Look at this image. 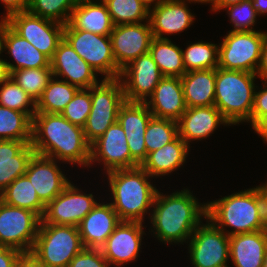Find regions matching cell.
Listing matches in <instances>:
<instances>
[{"label": "cell", "mask_w": 267, "mask_h": 267, "mask_svg": "<svg viewBox=\"0 0 267 267\" xmlns=\"http://www.w3.org/2000/svg\"><path fill=\"white\" fill-rule=\"evenodd\" d=\"M162 78L163 75L148 52L125 66L119 79L126 101L145 102Z\"/></svg>", "instance_id": "cell-15"}, {"label": "cell", "mask_w": 267, "mask_h": 267, "mask_svg": "<svg viewBox=\"0 0 267 267\" xmlns=\"http://www.w3.org/2000/svg\"><path fill=\"white\" fill-rule=\"evenodd\" d=\"M189 254L194 267H228L229 236L209 219L190 237Z\"/></svg>", "instance_id": "cell-11"}, {"label": "cell", "mask_w": 267, "mask_h": 267, "mask_svg": "<svg viewBox=\"0 0 267 267\" xmlns=\"http://www.w3.org/2000/svg\"><path fill=\"white\" fill-rule=\"evenodd\" d=\"M149 53L163 77H182L186 73L182 49L170 39L153 38Z\"/></svg>", "instance_id": "cell-31"}, {"label": "cell", "mask_w": 267, "mask_h": 267, "mask_svg": "<svg viewBox=\"0 0 267 267\" xmlns=\"http://www.w3.org/2000/svg\"><path fill=\"white\" fill-rule=\"evenodd\" d=\"M230 17V22L234 25L232 31H254L253 27L258 16L252 7L251 0L242 1L236 5L225 8Z\"/></svg>", "instance_id": "cell-42"}, {"label": "cell", "mask_w": 267, "mask_h": 267, "mask_svg": "<svg viewBox=\"0 0 267 267\" xmlns=\"http://www.w3.org/2000/svg\"><path fill=\"white\" fill-rule=\"evenodd\" d=\"M4 49L8 50L7 53L16 61V65L7 62L10 72L50 66V59L26 39L19 36L9 25L6 29Z\"/></svg>", "instance_id": "cell-30"}, {"label": "cell", "mask_w": 267, "mask_h": 267, "mask_svg": "<svg viewBox=\"0 0 267 267\" xmlns=\"http://www.w3.org/2000/svg\"><path fill=\"white\" fill-rule=\"evenodd\" d=\"M91 111V87L79 89L67 104L61 115L70 123L84 127Z\"/></svg>", "instance_id": "cell-41"}, {"label": "cell", "mask_w": 267, "mask_h": 267, "mask_svg": "<svg viewBox=\"0 0 267 267\" xmlns=\"http://www.w3.org/2000/svg\"><path fill=\"white\" fill-rule=\"evenodd\" d=\"M84 248L77 226L40 223L30 253L47 267H68Z\"/></svg>", "instance_id": "cell-6"}, {"label": "cell", "mask_w": 267, "mask_h": 267, "mask_svg": "<svg viewBox=\"0 0 267 267\" xmlns=\"http://www.w3.org/2000/svg\"><path fill=\"white\" fill-rule=\"evenodd\" d=\"M267 114V83L263 82V90L255 91L254 106L251 113V127Z\"/></svg>", "instance_id": "cell-44"}, {"label": "cell", "mask_w": 267, "mask_h": 267, "mask_svg": "<svg viewBox=\"0 0 267 267\" xmlns=\"http://www.w3.org/2000/svg\"><path fill=\"white\" fill-rule=\"evenodd\" d=\"M98 202L93 194L81 193L71 182L45 206L40 223L78 226Z\"/></svg>", "instance_id": "cell-13"}, {"label": "cell", "mask_w": 267, "mask_h": 267, "mask_svg": "<svg viewBox=\"0 0 267 267\" xmlns=\"http://www.w3.org/2000/svg\"><path fill=\"white\" fill-rule=\"evenodd\" d=\"M194 1H196V2H198V3H206V4H207V2H208L209 0H194Z\"/></svg>", "instance_id": "cell-57"}, {"label": "cell", "mask_w": 267, "mask_h": 267, "mask_svg": "<svg viewBox=\"0 0 267 267\" xmlns=\"http://www.w3.org/2000/svg\"><path fill=\"white\" fill-rule=\"evenodd\" d=\"M1 2L6 8L5 18L17 12L27 11L28 8V0H1Z\"/></svg>", "instance_id": "cell-46"}, {"label": "cell", "mask_w": 267, "mask_h": 267, "mask_svg": "<svg viewBox=\"0 0 267 267\" xmlns=\"http://www.w3.org/2000/svg\"><path fill=\"white\" fill-rule=\"evenodd\" d=\"M0 200L8 205L28 209L42 218L45 205L40 201L26 175L19 176L1 193Z\"/></svg>", "instance_id": "cell-32"}, {"label": "cell", "mask_w": 267, "mask_h": 267, "mask_svg": "<svg viewBox=\"0 0 267 267\" xmlns=\"http://www.w3.org/2000/svg\"><path fill=\"white\" fill-rule=\"evenodd\" d=\"M96 1L78 0L68 23L75 30L109 36L115 25L106 4L102 0Z\"/></svg>", "instance_id": "cell-26"}, {"label": "cell", "mask_w": 267, "mask_h": 267, "mask_svg": "<svg viewBox=\"0 0 267 267\" xmlns=\"http://www.w3.org/2000/svg\"><path fill=\"white\" fill-rule=\"evenodd\" d=\"M9 26L22 38L49 59L53 57L59 42L63 39L65 25L35 16L28 11L11 14Z\"/></svg>", "instance_id": "cell-12"}, {"label": "cell", "mask_w": 267, "mask_h": 267, "mask_svg": "<svg viewBox=\"0 0 267 267\" xmlns=\"http://www.w3.org/2000/svg\"><path fill=\"white\" fill-rule=\"evenodd\" d=\"M251 3L258 15L267 13V0H251Z\"/></svg>", "instance_id": "cell-53"}, {"label": "cell", "mask_w": 267, "mask_h": 267, "mask_svg": "<svg viewBox=\"0 0 267 267\" xmlns=\"http://www.w3.org/2000/svg\"><path fill=\"white\" fill-rule=\"evenodd\" d=\"M242 1L245 0H209L207 3H211L212 5V11H219V10H224V8L231 6V5H236Z\"/></svg>", "instance_id": "cell-50"}, {"label": "cell", "mask_w": 267, "mask_h": 267, "mask_svg": "<svg viewBox=\"0 0 267 267\" xmlns=\"http://www.w3.org/2000/svg\"><path fill=\"white\" fill-rule=\"evenodd\" d=\"M78 90L77 86L53 76L36 102V112L61 114Z\"/></svg>", "instance_id": "cell-33"}, {"label": "cell", "mask_w": 267, "mask_h": 267, "mask_svg": "<svg viewBox=\"0 0 267 267\" xmlns=\"http://www.w3.org/2000/svg\"><path fill=\"white\" fill-rule=\"evenodd\" d=\"M11 78V72L6 60L0 58V85Z\"/></svg>", "instance_id": "cell-51"}, {"label": "cell", "mask_w": 267, "mask_h": 267, "mask_svg": "<svg viewBox=\"0 0 267 267\" xmlns=\"http://www.w3.org/2000/svg\"><path fill=\"white\" fill-rule=\"evenodd\" d=\"M194 0H164L156 7L149 9V23L154 38L168 39L164 34L180 33L194 22V15L186 2Z\"/></svg>", "instance_id": "cell-21"}, {"label": "cell", "mask_w": 267, "mask_h": 267, "mask_svg": "<svg viewBox=\"0 0 267 267\" xmlns=\"http://www.w3.org/2000/svg\"><path fill=\"white\" fill-rule=\"evenodd\" d=\"M180 79L187 108L214 105L216 69L189 71Z\"/></svg>", "instance_id": "cell-29"}, {"label": "cell", "mask_w": 267, "mask_h": 267, "mask_svg": "<svg viewBox=\"0 0 267 267\" xmlns=\"http://www.w3.org/2000/svg\"><path fill=\"white\" fill-rule=\"evenodd\" d=\"M25 175L35 188L38 198L46 206L70 183L57 166L55 159L34 154Z\"/></svg>", "instance_id": "cell-18"}, {"label": "cell", "mask_w": 267, "mask_h": 267, "mask_svg": "<svg viewBox=\"0 0 267 267\" xmlns=\"http://www.w3.org/2000/svg\"><path fill=\"white\" fill-rule=\"evenodd\" d=\"M196 199L187 188L170 195L157 190L150 219L151 231L160 242L182 244L190 240L202 217L206 219L207 204Z\"/></svg>", "instance_id": "cell-2"}, {"label": "cell", "mask_w": 267, "mask_h": 267, "mask_svg": "<svg viewBox=\"0 0 267 267\" xmlns=\"http://www.w3.org/2000/svg\"><path fill=\"white\" fill-rule=\"evenodd\" d=\"M114 25L138 24L149 20V8L139 0H102Z\"/></svg>", "instance_id": "cell-36"}, {"label": "cell", "mask_w": 267, "mask_h": 267, "mask_svg": "<svg viewBox=\"0 0 267 267\" xmlns=\"http://www.w3.org/2000/svg\"><path fill=\"white\" fill-rule=\"evenodd\" d=\"M179 136L178 122L172 119L152 117L145 131L147 154L174 141Z\"/></svg>", "instance_id": "cell-38"}, {"label": "cell", "mask_w": 267, "mask_h": 267, "mask_svg": "<svg viewBox=\"0 0 267 267\" xmlns=\"http://www.w3.org/2000/svg\"><path fill=\"white\" fill-rule=\"evenodd\" d=\"M0 106L26 113L31 119L36 113V102L12 78L0 85Z\"/></svg>", "instance_id": "cell-40"}, {"label": "cell", "mask_w": 267, "mask_h": 267, "mask_svg": "<svg viewBox=\"0 0 267 267\" xmlns=\"http://www.w3.org/2000/svg\"><path fill=\"white\" fill-rule=\"evenodd\" d=\"M144 233L141 222L121 221L101 249L104 258L116 267L134 261L139 255Z\"/></svg>", "instance_id": "cell-20"}, {"label": "cell", "mask_w": 267, "mask_h": 267, "mask_svg": "<svg viewBox=\"0 0 267 267\" xmlns=\"http://www.w3.org/2000/svg\"><path fill=\"white\" fill-rule=\"evenodd\" d=\"M53 75L77 86L79 89H89L100 82L96 71L70 46L63 38L50 59Z\"/></svg>", "instance_id": "cell-17"}, {"label": "cell", "mask_w": 267, "mask_h": 267, "mask_svg": "<svg viewBox=\"0 0 267 267\" xmlns=\"http://www.w3.org/2000/svg\"><path fill=\"white\" fill-rule=\"evenodd\" d=\"M121 80L103 79L91 87V111L83 127L86 141L91 145L117 122L120 107L125 103Z\"/></svg>", "instance_id": "cell-7"}, {"label": "cell", "mask_w": 267, "mask_h": 267, "mask_svg": "<svg viewBox=\"0 0 267 267\" xmlns=\"http://www.w3.org/2000/svg\"><path fill=\"white\" fill-rule=\"evenodd\" d=\"M256 73L216 68L215 102L230 126L240 122L251 123ZM256 87V88H255Z\"/></svg>", "instance_id": "cell-5"}, {"label": "cell", "mask_w": 267, "mask_h": 267, "mask_svg": "<svg viewBox=\"0 0 267 267\" xmlns=\"http://www.w3.org/2000/svg\"><path fill=\"white\" fill-rule=\"evenodd\" d=\"M40 222L41 218L35 212L0 200V246L30 253Z\"/></svg>", "instance_id": "cell-10"}, {"label": "cell", "mask_w": 267, "mask_h": 267, "mask_svg": "<svg viewBox=\"0 0 267 267\" xmlns=\"http://www.w3.org/2000/svg\"><path fill=\"white\" fill-rule=\"evenodd\" d=\"M107 175L114 199L110 204L120 220L143 223L157 193L156 187L148 181L151 176L141 166L113 170Z\"/></svg>", "instance_id": "cell-4"}, {"label": "cell", "mask_w": 267, "mask_h": 267, "mask_svg": "<svg viewBox=\"0 0 267 267\" xmlns=\"http://www.w3.org/2000/svg\"><path fill=\"white\" fill-rule=\"evenodd\" d=\"M267 230L229 236V253L235 267H262Z\"/></svg>", "instance_id": "cell-27"}, {"label": "cell", "mask_w": 267, "mask_h": 267, "mask_svg": "<svg viewBox=\"0 0 267 267\" xmlns=\"http://www.w3.org/2000/svg\"><path fill=\"white\" fill-rule=\"evenodd\" d=\"M101 250L84 248L69 263L68 267H109Z\"/></svg>", "instance_id": "cell-43"}, {"label": "cell", "mask_w": 267, "mask_h": 267, "mask_svg": "<svg viewBox=\"0 0 267 267\" xmlns=\"http://www.w3.org/2000/svg\"><path fill=\"white\" fill-rule=\"evenodd\" d=\"M120 222L110 203H97L77 226L84 247L101 250Z\"/></svg>", "instance_id": "cell-22"}, {"label": "cell", "mask_w": 267, "mask_h": 267, "mask_svg": "<svg viewBox=\"0 0 267 267\" xmlns=\"http://www.w3.org/2000/svg\"><path fill=\"white\" fill-rule=\"evenodd\" d=\"M63 38L103 79L120 78L122 70L115 62L110 36L75 30L67 23Z\"/></svg>", "instance_id": "cell-8"}, {"label": "cell", "mask_w": 267, "mask_h": 267, "mask_svg": "<svg viewBox=\"0 0 267 267\" xmlns=\"http://www.w3.org/2000/svg\"><path fill=\"white\" fill-rule=\"evenodd\" d=\"M256 75L262 79V82L267 83V37L262 45L260 63Z\"/></svg>", "instance_id": "cell-47"}, {"label": "cell", "mask_w": 267, "mask_h": 267, "mask_svg": "<svg viewBox=\"0 0 267 267\" xmlns=\"http://www.w3.org/2000/svg\"><path fill=\"white\" fill-rule=\"evenodd\" d=\"M255 133L262 137L264 142H267V114L263 115L253 126Z\"/></svg>", "instance_id": "cell-49"}, {"label": "cell", "mask_w": 267, "mask_h": 267, "mask_svg": "<svg viewBox=\"0 0 267 267\" xmlns=\"http://www.w3.org/2000/svg\"><path fill=\"white\" fill-rule=\"evenodd\" d=\"M22 254L17 249L0 246V267H16Z\"/></svg>", "instance_id": "cell-45"}, {"label": "cell", "mask_w": 267, "mask_h": 267, "mask_svg": "<svg viewBox=\"0 0 267 267\" xmlns=\"http://www.w3.org/2000/svg\"><path fill=\"white\" fill-rule=\"evenodd\" d=\"M96 161H103L107 173L140 166L131 157L127 137L118 121L90 145V166Z\"/></svg>", "instance_id": "cell-14"}, {"label": "cell", "mask_w": 267, "mask_h": 267, "mask_svg": "<svg viewBox=\"0 0 267 267\" xmlns=\"http://www.w3.org/2000/svg\"><path fill=\"white\" fill-rule=\"evenodd\" d=\"M153 117L149 108L144 102H129L120 107L117 121L122 126L127 137L131 157L141 165L147 158L145 146L146 127Z\"/></svg>", "instance_id": "cell-19"}, {"label": "cell", "mask_w": 267, "mask_h": 267, "mask_svg": "<svg viewBox=\"0 0 267 267\" xmlns=\"http://www.w3.org/2000/svg\"><path fill=\"white\" fill-rule=\"evenodd\" d=\"M206 204V220L209 219L228 236L266 229L261 186L240 191ZM228 226L234 229L228 231L224 228Z\"/></svg>", "instance_id": "cell-3"}, {"label": "cell", "mask_w": 267, "mask_h": 267, "mask_svg": "<svg viewBox=\"0 0 267 267\" xmlns=\"http://www.w3.org/2000/svg\"><path fill=\"white\" fill-rule=\"evenodd\" d=\"M261 189L264 200V223L267 230V183L266 182L265 184H262Z\"/></svg>", "instance_id": "cell-54"}, {"label": "cell", "mask_w": 267, "mask_h": 267, "mask_svg": "<svg viewBox=\"0 0 267 267\" xmlns=\"http://www.w3.org/2000/svg\"><path fill=\"white\" fill-rule=\"evenodd\" d=\"M177 122L179 136L188 146L191 141L206 139L219 124L230 125L214 105L187 108Z\"/></svg>", "instance_id": "cell-24"}, {"label": "cell", "mask_w": 267, "mask_h": 267, "mask_svg": "<svg viewBox=\"0 0 267 267\" xmlns=\"http://www.w3.org/2000/svg\"><path fill=\"white\" fill-rule=\"evenodd\" d=\"M34 154L31 141L0 140V193L16 178L25 175Z\"/></svg>", "instance_id": "cell-25"}, {"label": "cell", "mask_w": 267, "mask_h": 267, "mask_svg": "<svg viewBox=\"0 0 267 267\" xmlns=\"http://www.w3.org/2000/svg\"><path fill=\"white\" fill-rule=\"evenodd\" d=\"M0 140L32 141V119L26 113L0 106Z\"/></svg>", "instance_id": "cell-34"}, {"label": "cell", "mask_w": 267, "mask_h": 267, "mask_svg": "<svg viewBox=\"0 0 267 267\" xmlns=\"http://www.w3.org/2000/svg\"><path fill=\"white\" fill-rule=\"evenodd\" d=\"M190 146L178 136L174 141L150 152L140 165L150 176H164L185 163Z\"/></svg>", "instance_id": "cell-28"}, {"label": "cell", "mask_w": 267, "mask_h": 267, "mask_svg": "<svg viewBox=\"0 0 267 267\" xmlns=\"http://www.w3.org/2000/svg\"><path fill=\"white\" fill-rule=\"evenodd\" d=\"M78 0H28L27 11L63 25L69 22Z\"/></svg>", "instance_id": "cell-39"}, {"label": "cell", "mask_w": 267, "mask_h": 267, "mask_svg": "<svg viewBox=\"0 0 267 267\" xmlns=\"http://www.w3.org/2000/svg\"><path fill=\"white\" fill-rule=\"evenodd\" d=\"M186 72L218 67L219 46L213 43L199 41L182 49Z\"/></svg>", "instance_id": "cell-35"}, {"label": "cell", "mask_w": 267, "mask_h": 267, "mask_svg": "<svg viewBox=\"0 0 267 267\" xmlns=\"http://www.w3.org/2000/svg\"><path fill=\"white\" fill-rule=\"evenodd\" d=\"M51 67L19 69L11 72V78L29 95L35 102L42 96L43 91L53 78Z\"/></svg>", "instance_id": "cell-37"}, {"label": "cell", "mask_w": 267, "mask_h": 267, "mask_svg": "<svg viewBox=\"0 0 267 267\" xmlns=\"http://www.w3.org/2000/svg\"><path fill=\"white\" fill-rule=\"evenodd\" d=\"M138 24L115 25L110 33L113 55L122 70L131 61L148 53L153 34L149 21Z\"/></svg>", "instance_id": "cell-16"}, {"label": "cell", "mask_w": 267, "mask_h": 267, "mask_svg": "<svg viewBox=\"0 0 267 267\" xmlns=\"http://www.w3.org/2000/svg\"><path fill=\"white\" fill-rule=\"evenodd\" d=\"M9 25V22L7 18L3 16V18L0 21V54L3 52L4 49V40L6 35V29Z\"/></svg>", "instance_id": "cell-52"}, {"label": "cell", "mask_w": 267, "mask_h": 267, "mask_svg": "<svg viewBox=\"0 0 267 267\" xmlns=\"http://www.w3.org/2000/svg\"><path fill=\"white\" fill-rule=\"evenodd\" d=\"M262 267H267V248H266V251H265V257H264V262H263Z\"/></svg>", "instance_id": "cell-56"}, {"label": "cell", "mask_w": 267, "mask_h": 267, "mask_svg": "<svg viewBox=\"0 0 267 267\" xmlns=\"http://www.w3.org/2000/svg\"><path fill=\"white\" fill-rule=\"evenodd\" d=\"M267 32L229 31L219 44L218 67L256 73Z\"/></svg>", "instance_id": "cell-9"}, {"label": "cell", "mask_w": 267, "mask_h": 267, "mask_svg": "<svg viewBox=\"0 0 267 267\" xmlns=\"http://www.w3.org/2000/svg\"><path fill=\"white\" fill-rule=\"evenodd\" d=\"M139 1L142 2L147 8L151 9L150 6H152V4L154 5L152 7H156L157 5H159L164 0H139Z\"/></svg>", "instance_id": "cell-55"}, {"label": "cell", "mask_w": 267, "mask_h": 267, "mask_svg": "<svg viewBox=\"0 0 267 267\" xmlns=\"http://www.w3.org/2000/svg\"><path fill=\"white\" fill-rule=\"evenodd\" d=\"M31 145L35 154L62 160V163L90 165V144L83 128L70 123L59 113H35Z\"/></svg>", "instance_id": "cell-1"}, {"label": "cell", "mask_w": 267, "mask_h": 267, "mask_svg": "<svg viewBox=\"0 0 267 267\" xmlns=\"http://www.w3.org/2000/svg\"><path fill=\"white\" fill-rule=\"evenodd\" d=\"M16 267H47L31 253H23L18 259Z\"/></svg>", "instance_id": "cell-48"}, {"label": "cell", "mask_w": 267, "mask_h": 267, "mask_svg": "<svg viewBox=\"0 0 267 267\" xmlns=\"http://www.w3.org/2000/svg\"><path fill=\"white\" fill-rule=\"evenodd\" d=\"M148 98L144 103L156 118L178 121L187 110L180 77H163Z\"/></svg>", "instance_id": "cell-23"}]
</instances>
